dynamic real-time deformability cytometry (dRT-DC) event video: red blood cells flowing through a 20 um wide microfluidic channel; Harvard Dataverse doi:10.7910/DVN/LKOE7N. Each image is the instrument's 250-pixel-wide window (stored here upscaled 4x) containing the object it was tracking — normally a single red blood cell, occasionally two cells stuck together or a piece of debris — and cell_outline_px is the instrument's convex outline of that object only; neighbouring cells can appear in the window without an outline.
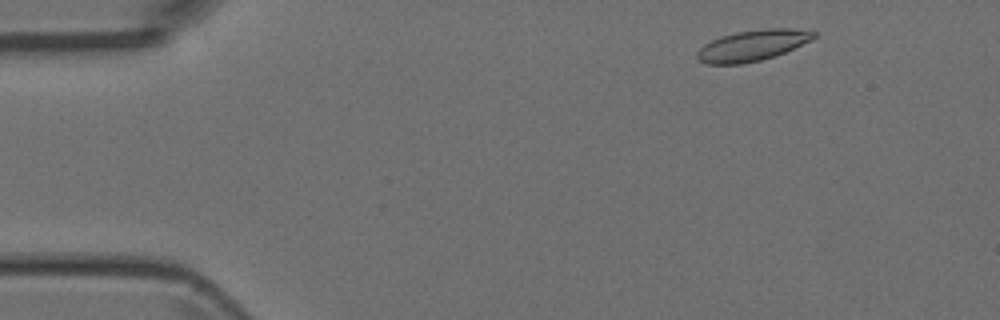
{"species": "Egyptian fruit bat (a non-hibernating species)", "species_latin": "Rousettus aegyptiacus", "temperature_condition": "room temperature", "stored_images_in_passage": 4, "camera_frame_rate_fps": 3000, "um_per_image_px": 0.085, "animal": {"sex": "female"}, "frame": {"image": 1, "passage_image": 1, "time_ms": 0.0, "image_size_px": [1000, 320], "cell_outline_px": [[816, 36], [812, 40], [784, 52], [760, 60], [740, 64], [704, 64], [696, 56], [696, 52], [704, 44], [712, 40], [736, 32], [768, 28], [788, 28], [816, 32]], "centroid_in_image_um": [63.94, 3.86], "position_along_channel_um": 21.1, "area_um2": 20.69}}
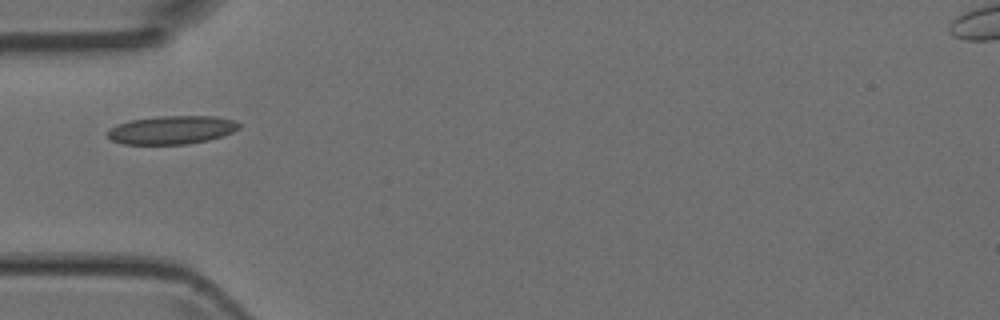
{"frame": {"image": 2, "passage_image": 4, "time_ms": 3.333, "image_size_px": [1000, 320], "cell_outline_px": [[240, 128], [224, 136], [208, 140], [188, 144], [124, 144], [112, 140], [108, 136], [108, 128], [116, 124], [128, 120], [160, 116], [216, 116], [232, 120], [240, 124]], "centroid_in_image_um": [14.59, 11.04], "position_along_channel_um": 70.4, "area_um2": 21.85}}